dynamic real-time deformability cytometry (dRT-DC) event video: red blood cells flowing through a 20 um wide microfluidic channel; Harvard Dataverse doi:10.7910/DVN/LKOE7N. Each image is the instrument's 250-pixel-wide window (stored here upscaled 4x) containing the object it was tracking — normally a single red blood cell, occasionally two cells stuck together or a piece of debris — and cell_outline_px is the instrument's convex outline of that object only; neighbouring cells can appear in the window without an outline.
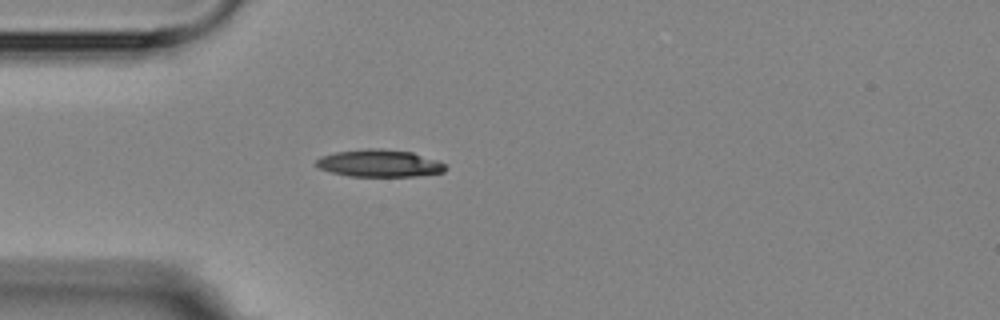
{"species": "Egyptian fruit bat (a non-hibernating species)", "species_latin": "Rousettus aegyptiacus", "temperature_condition": "room temperature", "stored_images_in_passage": 1, "camera_frame_rate_fps": 3000, "um_per_image_px": 0.085, "animal": {"sex": "female"}, "frame": {"image": 1, "passage_image": 1, "time_ms": 0.0, "image_size_px": [1000, 320], "cell_outline_px": [[448, 168], [444, 172], [416, 176], [348, 176], [332, 172], [320, 168], [316, 164], [316, 160], [320, 156], [336, 152], [368, 148], [380, 148], [412, 152], [444, 164]], "centroid_in_image_um": [32.23, 13.88], "position_along_channel_um": 52.8, "area_um2": 20.35}}